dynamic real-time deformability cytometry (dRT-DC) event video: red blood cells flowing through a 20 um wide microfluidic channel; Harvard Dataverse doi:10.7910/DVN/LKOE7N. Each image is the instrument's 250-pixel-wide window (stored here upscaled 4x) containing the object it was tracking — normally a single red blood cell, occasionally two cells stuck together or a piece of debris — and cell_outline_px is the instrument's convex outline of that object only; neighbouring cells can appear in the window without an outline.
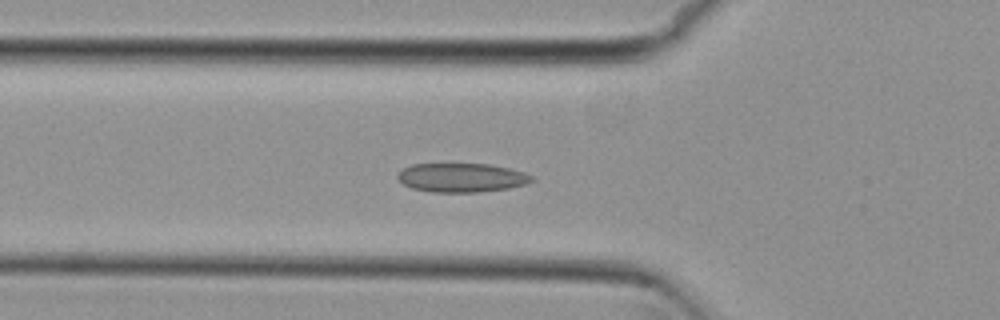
{"species": "common noctule bat (a hibernating species)", "species_latin": "Nyctalus noctula", "temperature_condition": "cold", "stored_images_in_passage": 32, "camera_frame_rate_fps": 3000, "um_per_image_px": 0.085, "animal": {"sex": "female", "body_mass_g": 29.2, "forearm_length_mm": 56.3}, "frame": {"image": 1, "passage_image": 2, "time_ms": 0.333, "image_size_px": [1000, 320], "cell_outline_px": [[536, 180], [524, 184], [508, 188], [480, 192], [432, 192], [412, 188], [404, 184], [396, 176], [404, 168], [412, 164], [488, 164], [508, 168], [524, 172], [536, 176]], "centroid_in_image_um": [39.28, 15.1], "position_along_channel_um": 86.5, "area_um2": 22.6}}
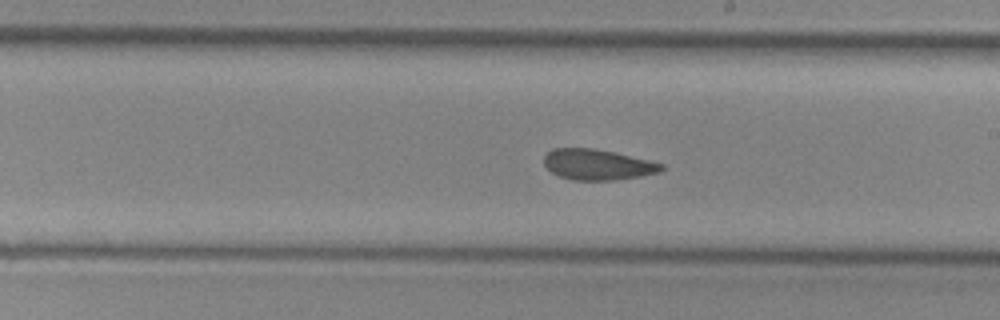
{"frame": {"image": 2, "passage_image": 14, "time_ms": 4.333, "image_size_px": [1000, 320], "cell_outline_px": [[664, 168], [660, 172], [640, 176], [616, 180], [572, 180], [560, 176], [552, 172], [544, 164], [544, 156], [552, 148], [592, 148], [612, 152], [648, 160], [664, 164]], "centroid_in_image_um": [50.78, 13.99], "position_along_channel_um": 238.2, "area_um2": 20.81}}
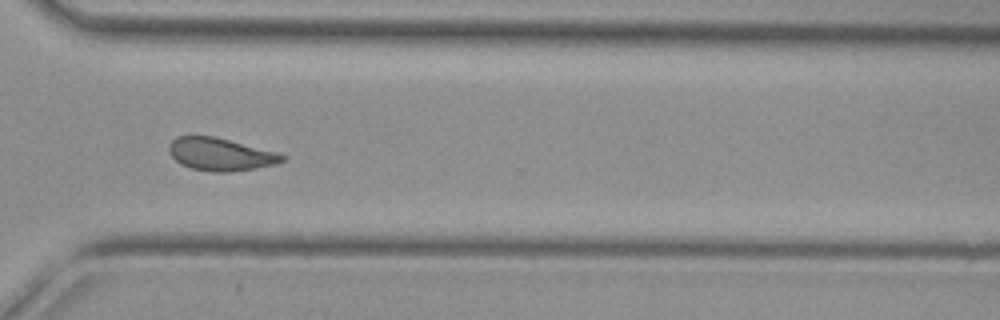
{"frame": {"image": 3, "passage_image": 23, "time_ms": 7.333, "image_size_px": [1000, 320], "cell_outline_px": [[288, 156], [284, 160], [276, 164], [228, 172], [212, 172], [192, 168], [180, 164], [168, 152], [168, 144], [176, 136], [216, 136], [276, 152]], "centroid_in_image_um": [18.71, 13.1], "position_along_channel_um": 351.9, "area_um2": 21.56}}